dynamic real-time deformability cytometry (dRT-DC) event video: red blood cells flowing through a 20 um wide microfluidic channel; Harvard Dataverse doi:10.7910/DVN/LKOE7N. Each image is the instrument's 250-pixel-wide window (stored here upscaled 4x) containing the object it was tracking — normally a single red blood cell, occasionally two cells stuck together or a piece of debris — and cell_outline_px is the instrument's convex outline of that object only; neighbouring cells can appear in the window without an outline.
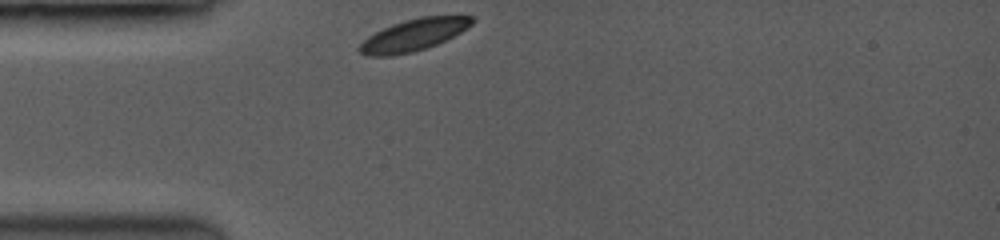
{"species": "common noctule bat (a hibernating species)", "species_latin": "Nyctalus noctula", "temperature_condition": "room temperature", "stored_images_in_passage": 6, "camera_frame_rate_fps": 3500, "um_per_image_px": 0.085, "animal": {"sex": "female", "body_mass_g": 19.0, "forearm_length_mm": 53.3}, "frame": {"image": 1, "passage_image": 1, "time_ms": 0.0, "image_size_px": [1000, 240], "cell_outline_px": [[476, 20], [468, 28], [436, 44], [412, 52], [388, 56], [368, 56], [360, 52], [356, 48], [368, 36], [392, 24], [404, 20], [420, 16], [476, 16]], "centroid_in_image_um": [35.16, 2.96], "position_along_channel_um": 49.8, "area_um2": 20.75}}